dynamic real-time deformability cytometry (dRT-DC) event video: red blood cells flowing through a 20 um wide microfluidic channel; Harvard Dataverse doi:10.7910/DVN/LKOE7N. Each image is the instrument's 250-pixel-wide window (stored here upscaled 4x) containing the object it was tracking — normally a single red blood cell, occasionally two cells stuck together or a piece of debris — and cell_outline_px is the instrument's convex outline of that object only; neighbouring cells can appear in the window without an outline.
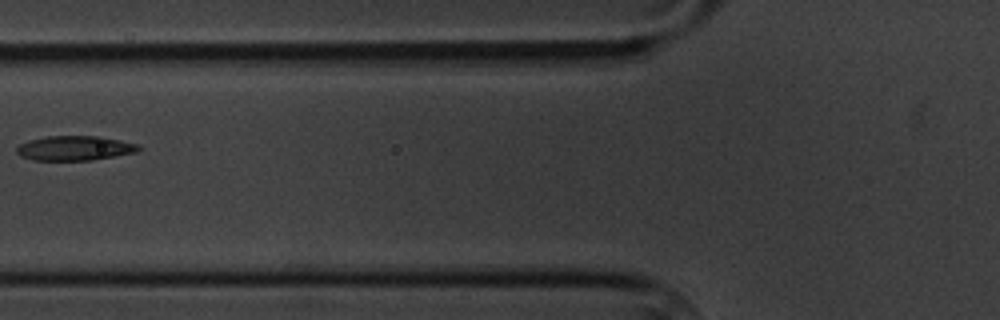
{"species": "common noctule bat (a hibernating species)", "species_latin": "Nyctalus noctula", "temperature_condition": "cold", "stored_images_in_passage": 9, "camera_frame_rate_fps": 3000, "um_per_image_px": 0.085, "animal": {"sex": "male", "body_mass_g": 20.1, "forearm_length_mm": 53.5}, "frame": {"image": 1, "passage_image": 6, "time_ms": 6.0, "image_size_px": [1000, 320], "cell_outline_px": [[140, 148], [136, 152], [92, 160], [32, 160], [20, 156], [16, 152], [16, 148], [20, 144], [28, 140], [48, 136], [100, 136], [120, 140], [136, 144]], "centroid_in_image_um": [6.3, 12.59], "position_along_channel_um": 119.5, "area_um2": 17.4}}
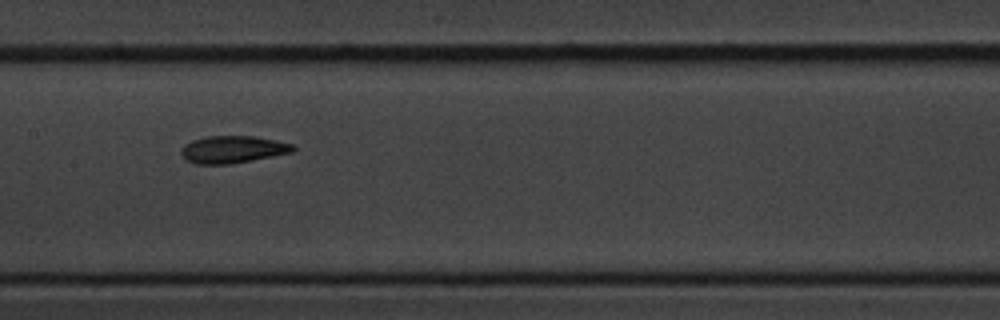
{"frame": {"image": 2, "passage_image": 8, "time_ms": 8.0, "image_size_px": [1000, 320], "cell_outline_px": [[296, 148], [292, 152], [272, 156], [228, 164], [196, 164], [188, 160], [180, 152], [180, 148], [184, 144], [192, 140], [204, 136], [256, 136], [296, 144]], "centroid_in_image_um": [19.79, 12.68], "position_along_channel_um": 187.6, "area_um2": 17.8}}
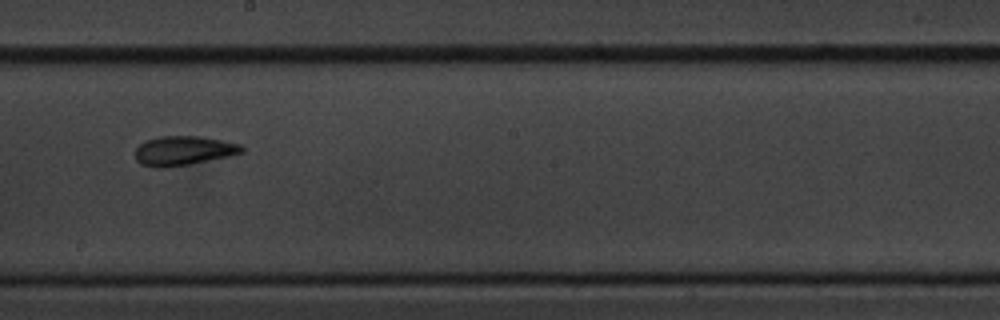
{"frame": {"image": 3, "passage_image": 9, "time_ms": 9.333, "image_size_px": [1000, 320], "cell_outline_px": [[244, 152], [228, 156], [188, 164], [164, 168], [156, 168], [140, 164], [136, 160], [136, 148], [144, 140], [160, 136], [200, 136], [240, 144], [244, 148]], "centroid_in_image_um": [15.56, 12.8], "position_along_channel_um": 232.6, "area_um2": 18.15}}